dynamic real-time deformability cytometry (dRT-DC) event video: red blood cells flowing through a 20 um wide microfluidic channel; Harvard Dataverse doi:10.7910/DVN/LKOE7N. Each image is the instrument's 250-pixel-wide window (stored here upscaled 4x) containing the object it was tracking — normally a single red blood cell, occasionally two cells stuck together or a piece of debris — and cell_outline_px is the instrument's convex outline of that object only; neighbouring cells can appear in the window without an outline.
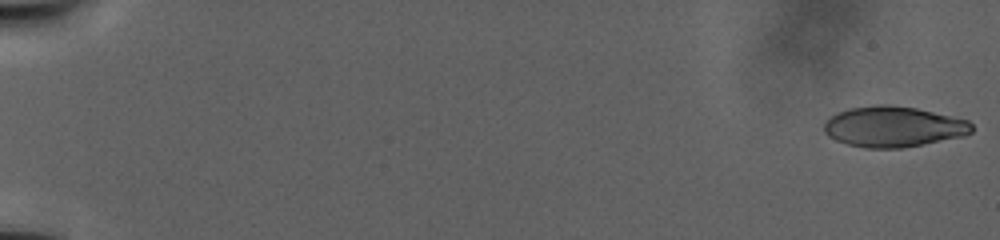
{"species": "human", "species_latin": "Homo sapiens", "temperature_condition": "warm", "stored_images_in_passage": 87, "camera_frame_rate_fps": 3000, "um_per_image_px": 0.085, "donor": {"sex": "male"}, "frame": {"image": 1, "passage_image": 1, "time_ms": 0.0, "image_size_px": [1000, 240], "cell_outline_px": [[972, 132], [964, 136], [900, 148], [864, 148], [848, 144], [836, 140], [828, 136], [824, 132], [824, 124], [832, 116], [840, 112], [852, 108], [876, 104], [888, 104], [916, 108], [968, 120], [972, 124]], "centroid_in_image_um": [75.94, 10.77], "position_along_channel_um": 9.1, "area_um2": 34.68}}
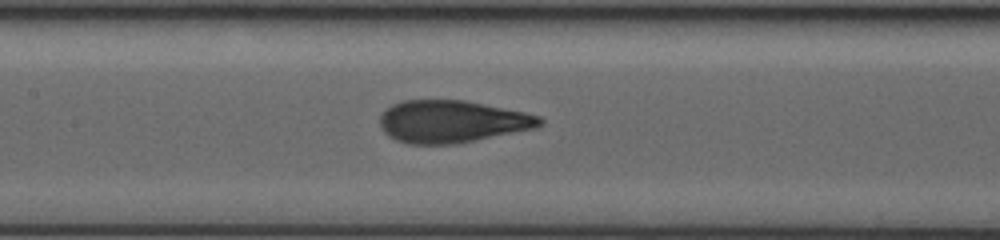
{"frame": {"image": 2, "passage_image": 48, "time_ms": 21.667, "image_size_px": [1000, 240], "cell_outline_px": [[544, 124], [536, 128], [456, 144], [408, 144], [396, 140], [388, 136], [380, 128], [380, 116], [392, 104], [404, 100], [464, 100], [524, 112], [540, 116], [544, 120]], "centroid_in_image_um": [38.42, 10.34], "position_along_channel_um": 169.0, "area_um2": 39.48}}
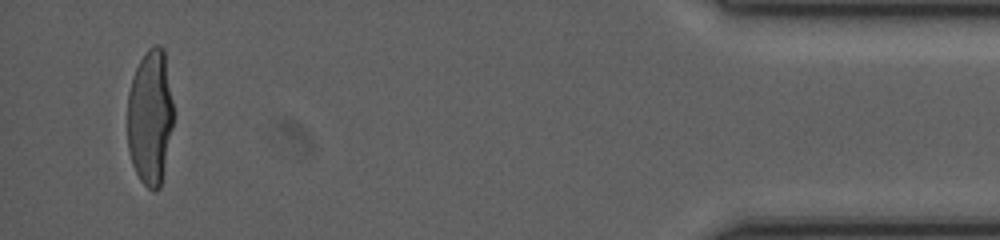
{"frame": {"image": 3, "passage_image": 84, "time_ms": 40.333, "image_size_px": [1000, 240], "cell_outline_px": [[172, 128], [160, 188], [156, 192], [152, 192], [140, 180], [132, 164], [128, 148], [128, 92], [136, 68], [140, 60], [148, 48], [156, 44], [160, 44], [164, 48], [172, 100]], "centroid_in_image_um": [12.76, 9.97], "position_along_channel_um": 422.4, "area_um2": 36.18}}